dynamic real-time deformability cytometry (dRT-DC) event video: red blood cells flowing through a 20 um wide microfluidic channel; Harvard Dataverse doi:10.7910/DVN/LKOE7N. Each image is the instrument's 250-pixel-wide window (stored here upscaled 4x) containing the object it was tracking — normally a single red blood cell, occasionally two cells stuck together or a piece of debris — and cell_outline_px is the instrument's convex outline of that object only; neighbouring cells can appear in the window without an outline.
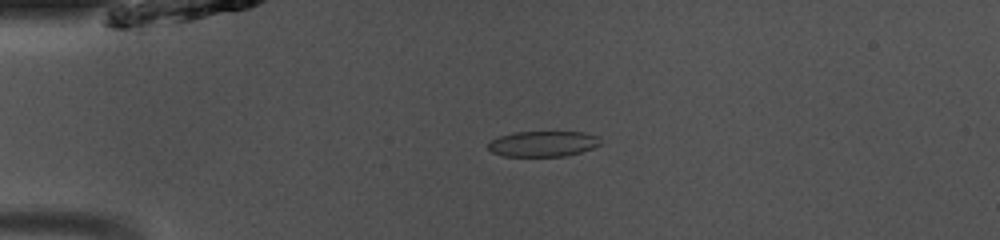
{"species": "common noctule bat (a hibernating species)", "species_latin": "Nyctalus noctula", "temperature_condition": "room temperature", "stored_images_in_passage": 40, "camera_frame_rate_fps": 3000, "um_per_image_px": 0.085, "animal": {"sex": "male", "body_mass_g": 13.0, "forearm_length_mm": 53.1}, "frame": {"image": 1, "passage_image": 3, "time_ms": 0.667, "image_size_px": [1000, 240], "cell_outline_px": [[600, 144], [592, 148], [580, 152], [564, 156], [504, 156], [492, 152], [488, 148], [488, 144], [492, 140], [500, 136], [516, 132], [584, 132], [596, 136], [600, 140]], "centroid_in_image_um": [46.15, 12.22], "position_along_channel_um": 38.9, "area_um2": 16.53}}
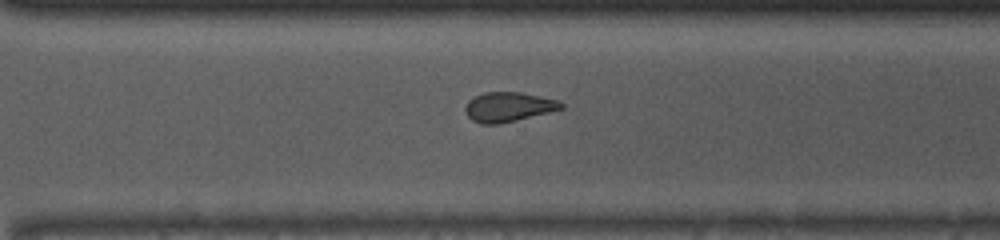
{"frame": {"image": 2, "passage_image": 26, "time_ms": 8.333, "image_size_px": [1000, 240], "cell_outline_px": [[564, 108], [500, 124], [480, 124], [472, 120], [468, 116], [464, 108], [468, 100], [484, 92], [520, 92], [556, 100], [564, 104]], "centroid_in_image_um": [43.17, 9.09], "position_along_channel_um": 327.4, "area_um2": 16.36}}
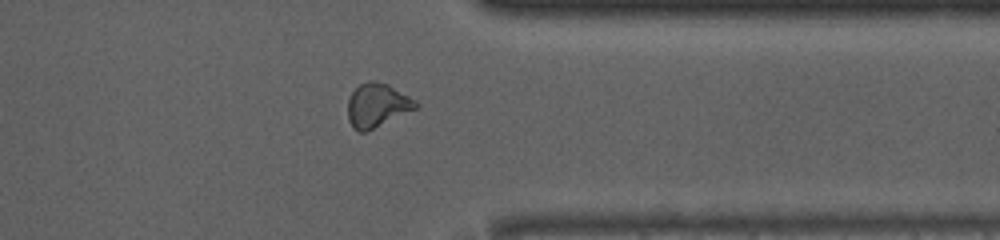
{"frame": {"image": 3, "passage_image": 30, "time_ms": 9.667, "image_size_px": [1000, 240], "cell_outline_px": [[420, 104], [416, 108], [364, 132], [360, 132], [352, 128], [348, 120], [348, 100], [352, 92], [360, 84], [372, 80], [388, 84], [416, 100]], "centroid_in_image_um": [32.04, 8.94], "position_along_channel_um": 379.4, "area_um2": 17.05}, "authors_computed_cell_mechanics": {"area_um2": 17.1088, "velocity_mm_per_s": 4.1207, "shape_relaxation_time_tau1_ms": null, "shape_relaxation_time_tau2_ms": 4.3619, "deformation_change_tau1": null, "deformation_change_tau2": 0.1116}}